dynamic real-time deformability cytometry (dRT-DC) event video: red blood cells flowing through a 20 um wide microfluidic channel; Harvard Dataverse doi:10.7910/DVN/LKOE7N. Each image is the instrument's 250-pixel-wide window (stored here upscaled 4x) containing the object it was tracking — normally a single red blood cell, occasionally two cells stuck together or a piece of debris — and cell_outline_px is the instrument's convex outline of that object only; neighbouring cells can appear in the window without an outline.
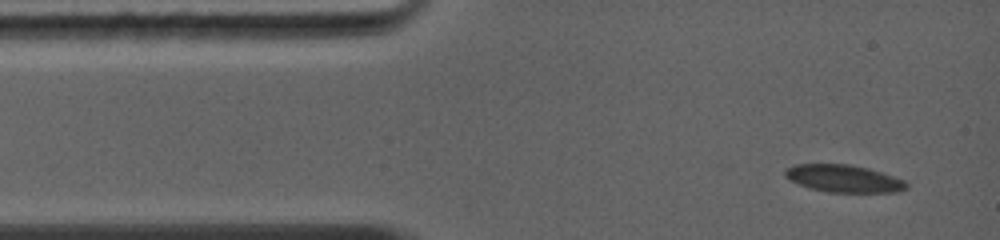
{"species": "common noctule bat (a hibernating species)", "species_latin": "Nyctalus noctula", "temperature_condition": "warm", "stored_images_in_passage": 8, "camera_frame_rate_fps": 5000, "um_per_image_px": 0.085, "animal": {"sex": "female", "body_mass_g": 19.0, "forearm_length_mm": 56.7}, "frame": {"image": 1, "passage_image": 1, "time_ms": 0.0, "image_size_px": [1000, 240], "cell_outline_px": [[908, 188], [896, 192], [828, 192], [808, 188], [788, 180], [784, 176], [784, 168], [796, 164], [848, 164], [868, 168], [904, 180], [908, 184]], "centroid_in_image_um": [71.66, 15.18], "position_along_channel_um": 13.3, "area_um2": 19.48}}
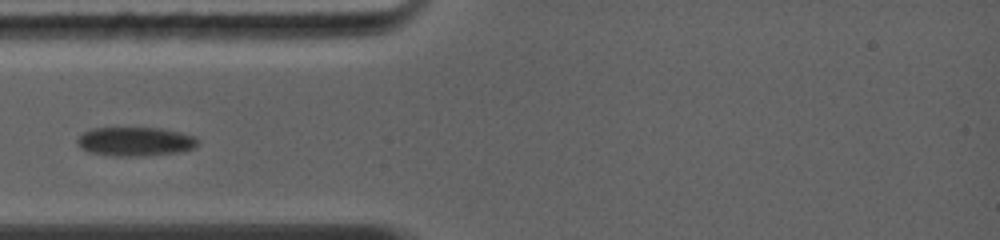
{"frame": {"image": 2, "passage_image": 6, "time_ms": 2.8, "image_size_px": [1000, 240], "cell_outline_px": [[196, 148], [176, 152], [144, 156], [116, 156], [88, 152], [80, 148], [76, 144], [76, 140], [84, 132], [92, 128], [160, 128], [180, 132], [196, 136]], "centroid_in_image_um": [11.46, 12.03], "position_along_channel_um": 73.5, "area_um2": 20.35}}
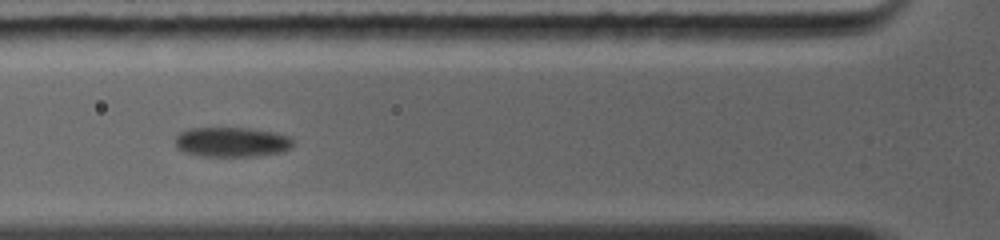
{"frame": {"image": 3, "passage_image": 7, "time_ms": 3.6, "image_size_px": [1000, 240], "cell_outline_px": [[292, 148], [284, 152], [256, 156], [200, 156], [184, 152], [176, 148], [176, 136], [180, 132], [188, 128], [248, 128], [276, 132], [288, 136], [292, 140]], "centroid_in_image_um": [19.7, 12.07], "position_along_channel_um": 106.1, "area_um2": 20.63}}